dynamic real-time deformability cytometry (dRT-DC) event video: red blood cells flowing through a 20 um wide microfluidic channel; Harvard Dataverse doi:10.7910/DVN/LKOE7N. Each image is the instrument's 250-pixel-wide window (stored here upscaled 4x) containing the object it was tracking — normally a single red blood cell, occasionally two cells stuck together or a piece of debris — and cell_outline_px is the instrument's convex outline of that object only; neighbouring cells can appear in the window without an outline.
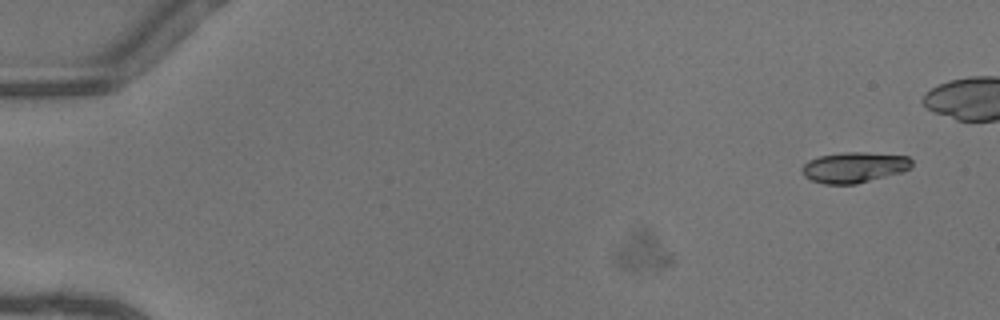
{"species": "common noctule bat (a hibernating species)", "species_latin": "Nyctalus noctula", "temperature_condition": "warm", "stored_images_in_passage": 4, "camera_frame_rate_fps": 3000, "um_per_image_px": 0.085, "animal": {"sex": "female"}, "frame": {"image": 1, "passage_image": 4, "time_ms": 1.0, "image_size_px": [1000, 320], "cell_outline_px": [[912, 168], [904, 172], [856, 184], [824, 184], [812, 180], [804, 176], [800, 168], [808, 160], [820, 156], [840, 152], [864, 152], [908, 156], [912, 160]], "centroid_in_image_um": [72.62, 14.22], "position_along_channel_um": 12.4, "area_um2": 19.83}}